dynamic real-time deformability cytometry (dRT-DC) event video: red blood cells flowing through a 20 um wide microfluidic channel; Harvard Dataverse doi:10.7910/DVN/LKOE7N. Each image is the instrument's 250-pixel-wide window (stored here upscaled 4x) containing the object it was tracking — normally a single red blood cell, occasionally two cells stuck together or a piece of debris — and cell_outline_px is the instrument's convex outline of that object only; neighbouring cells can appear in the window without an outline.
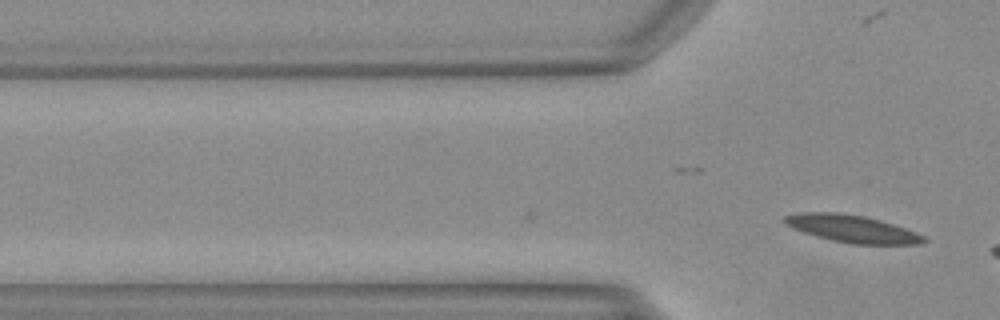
{"species": "Egyptian fruit bat (a non-hibernating species)", "species_latin": "Rousettus aegyptiacus", "temperature_condition": "warm", "stored_images_in_passage": 4, "camera_frame_rate_fps": 3000, "um_per_image_px": 0.085, "animal": {"sex": "female"}, "frame": {"image": 1, "passage_image": 4, "time_ms": 1.0, "image_size_px": [1000, 320], "cell_outline_px": [[928, 240], [920, 244], [852, 244], [832, 240], [816, 236], [792, 228], [784, 224], [784, 216], [800, 212], [832, 212], [864, 216], [880, 220], [916, 232], [924, 236]], "centroid_in_image_um": [72.41, 19.44], "position_along_channel_um": 53.4, "area_um2": 22.02}}